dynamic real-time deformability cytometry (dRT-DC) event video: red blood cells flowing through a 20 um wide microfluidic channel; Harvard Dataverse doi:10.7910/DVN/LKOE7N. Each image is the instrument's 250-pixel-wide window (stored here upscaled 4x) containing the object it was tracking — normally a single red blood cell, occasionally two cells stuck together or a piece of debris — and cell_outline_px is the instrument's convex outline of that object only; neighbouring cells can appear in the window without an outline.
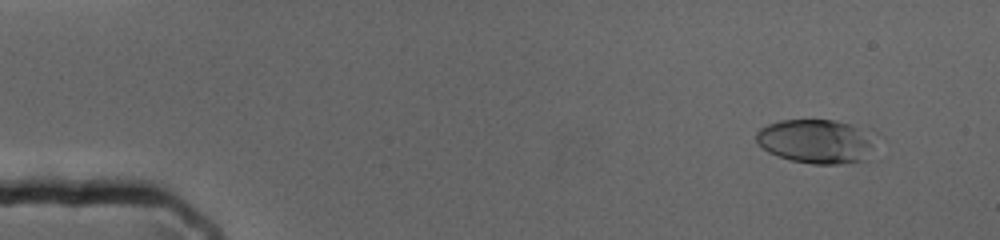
{"species": "human", "species_latin": "Homo sapiens", "temperature_condition": "cold", "stored_images_in_passage": 73, "camera_frame_rate_fps": 3000, "um_per_image_px": 0.085, "donor": {"sex": "female"}, "frame": {"image": 1, "passage_image": 6, "time_ms": 1.667, "image_size_px": [1000, 240], "cell_outline_px": [[876, 132], [868, 160], [840, 164], [812, 164], [792, 160], [768, 152], [756, 140], [756, 132], [760, 128], [768, 124], [780, 120], [836, 120], [852, 124]], "centroid_in_image_um": [69.45, 12.0], "position_along_channel_um": 15.6, "area_um2": 31.04}}
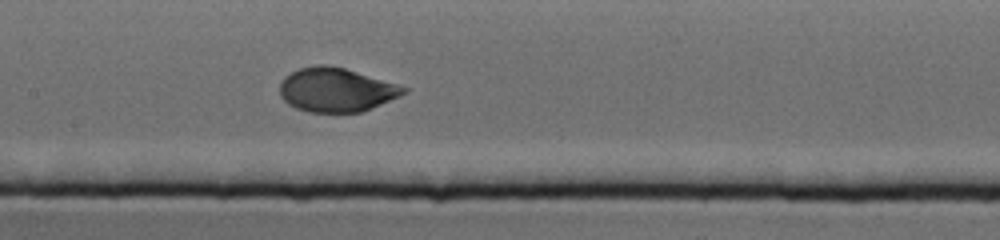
{"frame": {"image": 2, "passage_image": 36, "time_ms": 11.667, "image_size_px": [1000, 240], "cell_outline_px": [[408, 92], [400, 96], [372, 108], [360, 112], [308, 112], [296, 108], [288, 104], [280, 96], [280, 80], [284, 76], [300, 68], [316, 64], [328, 64], [344, 68], [396, 84], [408, 88]], "centroid_in_image_um": [28.55, 7.63], "position_along_channel_um": 178.9, "area_um2": 31.73}}
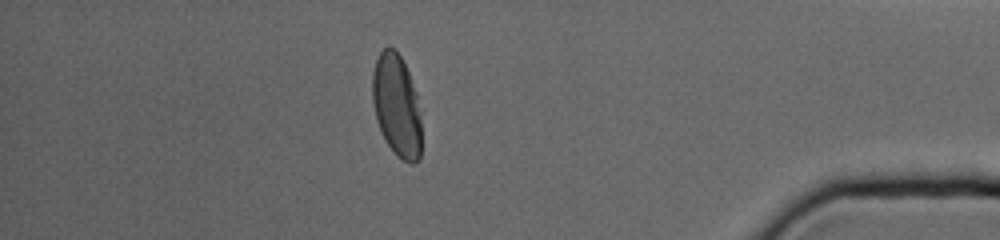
{"frame": {"image": 3, "passage_image": 64, "time_ms": 21.0, "image_size_px": [1000, 240], "cell_outline_px": [[420, 160], [412, 164], [408, 164], [396, 156], [388, 144], [376, 120], [372, 104], [372, 72], [376, 60], [380, 52], [388, 44], [396, 48], [408, 72], [416, 92], [420, 112]], "centroid_in_image_um": [33.7, 8.96], "position_along_channel_um": 401.5, "area_um2": 29.48}}